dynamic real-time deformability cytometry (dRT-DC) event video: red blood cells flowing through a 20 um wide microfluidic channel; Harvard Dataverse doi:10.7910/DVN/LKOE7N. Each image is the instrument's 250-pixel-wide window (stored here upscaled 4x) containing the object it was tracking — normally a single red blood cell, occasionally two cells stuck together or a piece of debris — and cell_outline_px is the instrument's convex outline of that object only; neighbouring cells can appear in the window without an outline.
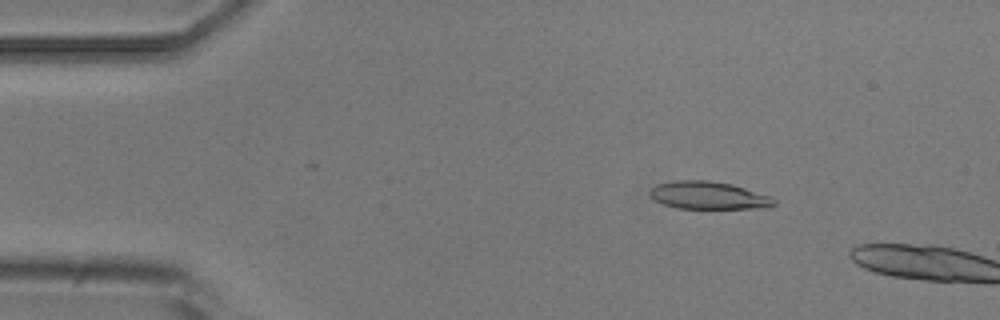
{"species": "common noctule bat (a hibernating species)", "species_latin": "Nyctalus noctula", "temperature_condition": "room temperature", "stored_images_in_passage": 4, "camera_frame_rate_fps": 3000, "um_per_image_px": 0.085, "animal": {"sex": "male", "body_mass_g": 20.5, "forearm_length_mm": 52.5}, "frame": {"image": 1, "passage_image": 3, "time_ms": 2.333, "image_size_px": [1000, 320], "cell_outline_px": [[776, 204], [772, 208], [676, 208], [664, 204], [656, 200], [648, 192], [656, 184], [676, 180], [708, 180], [732, 184], [772, 196], [776, 200]], "centroid_in_image_um": [60.28, 16.61], "position_along_channel_um": 24.7, "area_um2": 20.11}}